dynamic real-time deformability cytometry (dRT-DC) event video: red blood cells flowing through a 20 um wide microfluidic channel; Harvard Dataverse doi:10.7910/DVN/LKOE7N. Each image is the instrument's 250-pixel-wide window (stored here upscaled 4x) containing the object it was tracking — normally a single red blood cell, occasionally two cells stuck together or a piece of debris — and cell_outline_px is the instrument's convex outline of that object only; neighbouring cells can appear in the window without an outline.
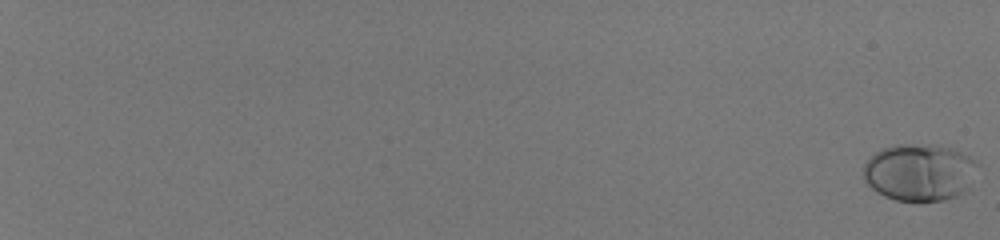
{"species": "human", "species_latin": "Homo sapiens", "temperature_condition": "room temperature", "stored_images_in_passage": 58, "camera_frame_rate_fps": 3000, "um_per_image_px": 0.085, "donor": {"sex": "male"}, "frame": {"image": 1, "passage_image": 1, "time_ms": 0.0, "image_size_px": [1000, 240], "cell_outline_px": [[980, 164], [964, 192], [956, 196], [944, 200], [896, 200], [884, 196], [872, 188], [864, 180], [864, 164], [880, 148], [896, 144], [932, 144], [956, 148], [976, 160]], "centroid_in_image_um": [78.18, 14.61], "position_along_channel_um": 6.8, "area_um2": 38.15}}
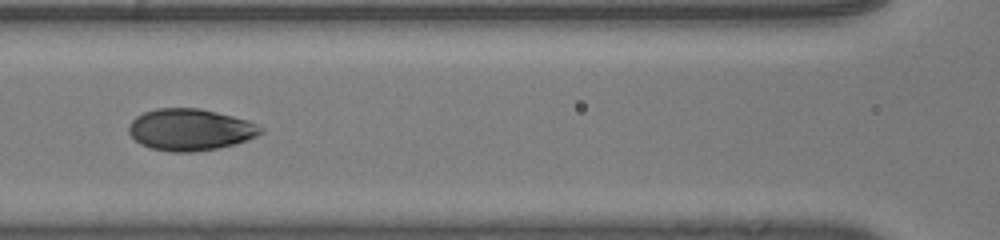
{"frame": {"image": 2, "passage_image": 34, "time_ms": 11.0, "image_size_px": [1000, 240], "cell_outline_px": [[264, 132], [256, 136], [236, 144], [216, 148], [192, 152], [172, 152], [152, 148], [140, 144], [128, 132], [128, 124], [136, 116], [144, 112], [156, 108], [200, 108], [248, 120], [264, 128]], "centroid_in_image_um": [16.16, 11.01], "position_along_channel_um": 150.4, "area_um2": 32.08}}
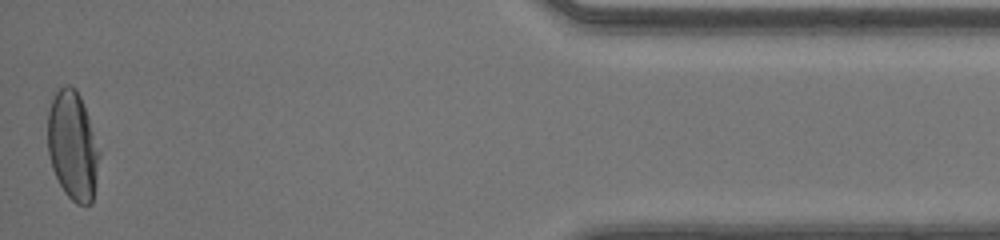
{"frame": {"image": 3, "passage_image": 58, "time_ms": 19.0, "image_size_px": [1000, 240], "cell_outline_px": [[100, 156], [92, 204], [76, 204], [64, 192], [52, 168], [48, 152], [48, 112], [52, 96], [64, 84], [68, 84], [76, 88], [84, 104], [100, 152]], "centroid_in_image_um": [6.18, 12.36], "position_along_channel_um": 429.0, "area_um2": 32.83}, "authors_computed_cell_mechanics": {"area_um2": 32.5992, "velocity_mm_per_s": 4.1182, "shape_relaxation_time_tau1_ms": 4.1259, "shape_relaxation_time_tau2_ms": null, "deformation_change_tau1": 0.1817, "deformation_change_tau2": null}}